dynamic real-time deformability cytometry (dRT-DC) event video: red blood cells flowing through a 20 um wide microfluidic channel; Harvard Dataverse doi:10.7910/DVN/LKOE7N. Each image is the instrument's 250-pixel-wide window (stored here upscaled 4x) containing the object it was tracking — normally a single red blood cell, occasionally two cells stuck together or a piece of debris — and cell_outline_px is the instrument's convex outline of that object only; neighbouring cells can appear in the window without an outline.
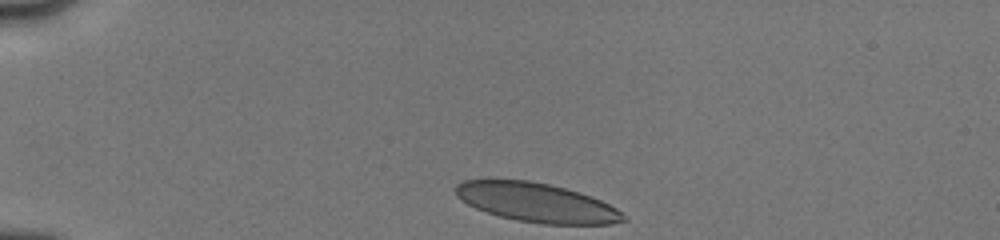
{"species": "human", "species_latin": "Homo sapiens", "temperature_condition": "cold", "stored_images_in_passage": 25, "camera_frame_rate_fps": 3000, "um_per_image_px": 0.085, "donor": {"sex": "male"}, "frame": {"image": 1, "passage_image": 1, "time_ms": 0.0, "image_size_px": [1000, 240], "cell_outline_px": [[628, 220], [612, 224], [540, 224], [516, 220], [500, 216], [476, 208], [468, 204], [456, 196], [456, 184], [464, 180], [528, 180], [548, 184], [580, 192], [600, 200], [616, 208]], "centroid_in_image_um": [45.62, 17.22], "position_along_channel_um": 39.4, "area_um2": 37.92}}
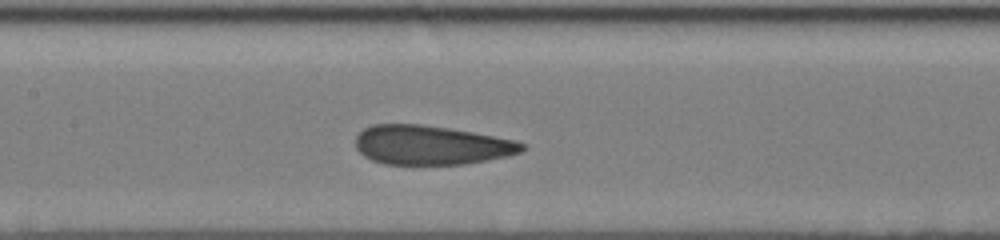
{"frame": {"image": 2, "passage_image": 11, "time_ms": 4.667, "image_size_px": [1000, 240], "cell_outline_px": [[524, 148], [520, 152], [508, 156], [464, 164], [384, 164], [372, 160], [364, 156], [356, 148], [356, 136], [364, 128], [372, 124], [420, 124], [448, 128], [472, 132], [516, 140], [524, 144]], "centroid_in_image_um": [36.62, 12.33], "position_along_channel_um": 170.8, "area_um2": 37.92}}
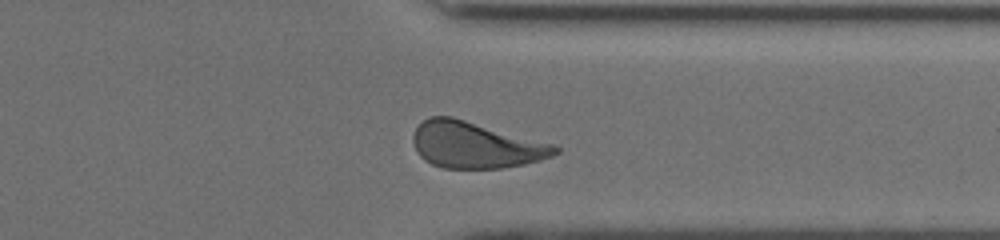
{"frame": {"image": 3, "passage_image": 22, "time_ms": 9.667, "image_size_px": [1000, 240], "cell_outline_px": [[560, 152], [552, 156], [540, 160], [524, 164], [504, 168], [444, 168], [432, 164], [424, 160], [416, 152], [412, 140], [412, 136], [416, 128], [424, 120], [432, 116], [452, 116], [556, 144], [560, 148]], "centroid_in_image_um": [40.45, 12.32], "position_along_channel_um": 371.0, "area_um2": 38.67}, "authors_computed_cell_mechanics": {"area_um2": 38.6682, "velocity_mm_per_s": 4.0065, "shape_relaxation_time_tau1_ms": 6.2572, "shape_relaxation_time_tau2_ms": 1.2857, "deformation_change_tau1": 0.1887, "deformation_change_tau2": 0.0804}}